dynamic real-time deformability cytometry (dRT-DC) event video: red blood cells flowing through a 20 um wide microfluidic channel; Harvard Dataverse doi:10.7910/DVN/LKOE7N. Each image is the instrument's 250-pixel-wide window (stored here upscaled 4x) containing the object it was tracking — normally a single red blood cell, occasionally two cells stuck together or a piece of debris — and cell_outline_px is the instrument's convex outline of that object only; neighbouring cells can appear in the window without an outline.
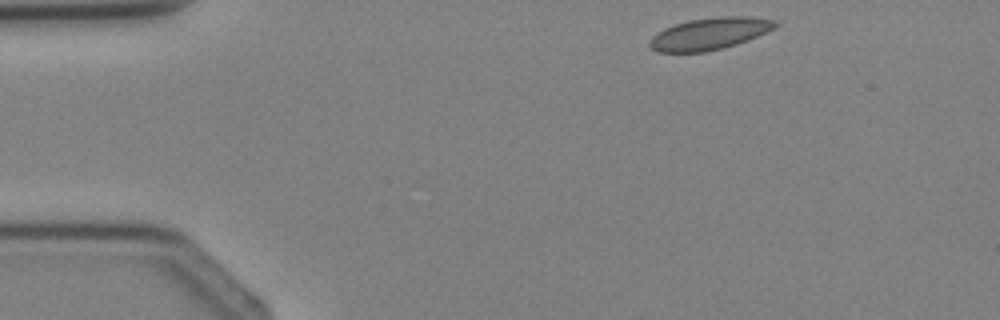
{"species": "Egyptian fruit bat (a non-hibernating species)", "species_latin": "Rousettus aegyptiacus", "temperature_condition": "cold", "stored_images_in_passage": 2, "camera_frame_rate_fps": 3000, "um_per_image_px": 0.085, "animal": {"sex": "female"}, "frame": {"image": 1, "passage_image": 1, "time_ms": 0.0, "image_size_px": [1000, 320], "cell_outline_px": [[776, 24], [772, 28], [748, 40], [736, 44], [704, 52], [660, 52], [652, 48], [648, 44], [648, 40], [656, 32], [664, 28], [688, 20], [720, 16], [752, 16], [776, 20]], "centroid_in_image_um": [60.26, 2.85], "position_along_channel_um": 24.7, "area_um2": 23.18}}